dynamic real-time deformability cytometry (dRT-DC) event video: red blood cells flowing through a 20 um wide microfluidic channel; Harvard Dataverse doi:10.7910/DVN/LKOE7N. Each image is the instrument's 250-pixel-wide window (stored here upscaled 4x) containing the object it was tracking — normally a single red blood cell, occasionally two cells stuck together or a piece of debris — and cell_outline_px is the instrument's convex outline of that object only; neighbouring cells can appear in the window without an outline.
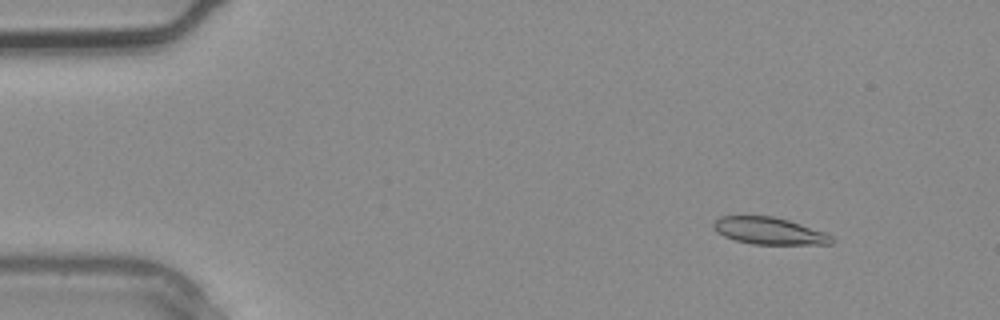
{"species": "common noctule bat (a hibernating species)", "species_latin": "Nyctalus noctula", "temperature_condition": "warm", "stored_images_in_passage": 3, "camera_frame_rate_fps": 3000, "um_per_image_px": 0.085, "animal": {"sex": "male", "body_mass_g": 20.4}, "frame": {"image": 1, "passage_image": 2, "time_ms": 0.333, "image_size_px": [1000, 320], "cell_outline_px": [[832, 244], [752, 244], [736, 240], [724, 236], [716, 232], [712, 224], [720, 216], [772, 216], [788, 220], [824, 232], [832, 236]], "centroid_in_image_um": [65.35, 19.62], "position_along_channel_um": 19.7, "area_um2": 18.38}}